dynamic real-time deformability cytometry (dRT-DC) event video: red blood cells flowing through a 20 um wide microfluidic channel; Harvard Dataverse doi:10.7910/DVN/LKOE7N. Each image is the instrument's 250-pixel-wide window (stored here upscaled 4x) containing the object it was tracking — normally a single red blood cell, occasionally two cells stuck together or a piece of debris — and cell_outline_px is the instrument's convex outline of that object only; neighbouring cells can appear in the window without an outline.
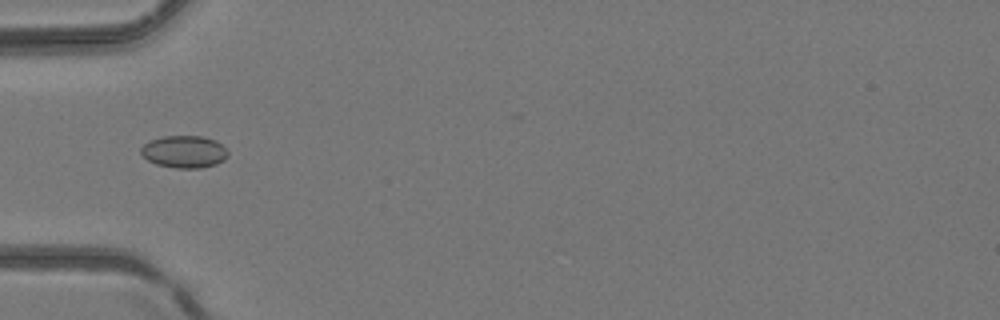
{"species": "common noctule bat (a hibernating species)", "species_latin": "Nyctalus noctula", "temperature_condition": "room temperature", "stored_images_in_passage": 5, "camera_frame_rate_fps": 3000, "um_per_image_px": 0.085, "animal": {"sex": "female", "body_mass_g": 24.6, "forearm_length_mm": 56.2}, "frame": {"image": 1, "passage_image": 5, "time_ms": 1.333, "image_size_px": [1000, 320], "cell_outline_px": [[228, 156], [224, 160], [216, 164], [200, 168], [176, 168], [156, 164], [148, 160], [140, 152], [140, 148], [144, 144], [152, 140], [164, 136], [204, 136], [216, 140], [228, 152]], "centroid_in_image_um": [15.67, 12.9], "position_along_channel_um": 69.3, "area_um2": 16.3}}